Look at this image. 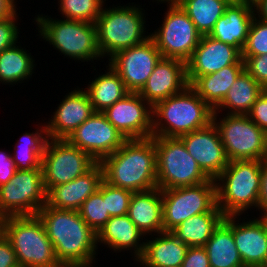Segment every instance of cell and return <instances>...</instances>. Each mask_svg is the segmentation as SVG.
<instances>
[{"instance_id":"25","label":"cell","mask_w":267,"mask_h":267,"mask_svg":"<svg viewBox=\"0 0 267 267\" xmlns=\"http://www.w3.org/2000/svg\"><path fill=\"white\" fill-rule=\"evenodd\" d=\"M145 236L138 227L129 219L128 215L112 216L97 233V242L108 245L115 251L133 250L134 260L137 261L144 250Z\"/></svg>"},{"instance_id":"17","label":"cell","mask_w":267,"mask_h":267,"mask_svg":"<svg viewBox=\"0 0 267 267\" xmlns=\"http://www.w3.org/2000/svg\"><path fill=\"white\" fill-rule=\"evenodd\" d=\"M179 139L210 179L215 180L228 165L229 160L214 122Z\"/></svg>"},{"instance_id":"7","label":"cell","mask_w":267,"mask_h":267,"mask_svg":"<svg viewBox=\"0 0 267 267\" xmlns=\"http://www.w3.org/2000/svg\"><path fill=\"white\" fill-rule=\"evenodd\" d=\"M34 19L39 27V35L68 58L84 62L102 58L97 45L95 23L69 19L53 20L39 14Z\"/></svg>"},{"instance_id":"40","label":"cell","mask_w":267,"mask_h":267,"mask_svg":"<svg viewBox=\"0 0 267 267\" xmlns=\"http://www.w3.org/2000/svg\"><path fill=\"white\" fill-rule=\"evenodd\" d=\"M17 12L7 18L0 19V53L12 46H14L18 40L19 28L16 26Z\"/></svg>"},{"instance_id":"37","label":"cell","mask_w":267,"mask_h":267,"mask_svg":"<svg viewBox=\"0 0 267 267\" xmlns=\"http://www.w3.org/2000/svg\"><path fill=\"white\" fill-rule=\"evenodd\" d=\"M267 55V22L254 17L241 56Z\"/></svg>"},{"instance_id":"34","label":"cell","mask_w":267,"mask_h":267,"mask_svg":"<svg viewBox=\"0 0 267 267\" xmlns=\"http://www.w3.org/2000/svg\"><path fill=\"white\" fill-rule=\"evenodd\" d=\"M48 139L46 125L44 127L42 125L41 130L35 133L23 134L21 140L16 143L17 149H15L14 156H11L17 170L42 168V155Z\"/></svg>"},{"instance_id":"18","label":"cell","mask_w":267,"mask_h":267,"mask_svg":"<svg viewBox=\"0 0 267 267\" xmlns=\"http://www.w3.org/2000/svg\"><path fill=\"white\" fill-rule=\"evenodd\" d=\"M229 65H244L241 52L209 35H203L186 62L187 80L191 85L198 77L215 73Z\"/></svg>"},{"instance_id":"26","label":"cell","mask_w":267,"mask_h":267,"mask_svg":"<svg viewBox=\"0 0 267 267\" xmlns=\"http://www.w3.org/2000/svg\"><path fill=\"white\" fill-rule=\"evenodd\" d=\"M144 243L143 254L137 261L145 267H181L188 249L171 231H162Z\"/></svg>"},{"instance_id":"9","label":"cell","mask_w":267,"mask_h":267,"mask_svg":"<svg viewBox=\"0 0 267 267\" xmlns=\"http://www.w3.org/2000/svg\"><path fill=\"white\" fill-rule=\"evenodd\" d=\"M222 212L217 206L216 181L162 190L164 231H172L191 216Z\"/></svg>"},{"instance_id":"23","label":"cell","mask_w":267,"mask_h":267,"mask_svg":"<svg viewBox=\"0 0 267 267\" xmlns=\"http://www.w3.org/2000/svg\"><path fill=\"white\" fill-rule=\"evenodd\" d=\"M255 16L252 1L230 3L209 36L242 52Z\"/></svg>"},{"instance_id":"2","label":"cell","mask_w":267,"mask_h":267,"mask_svg":"<svg viewBox=\"0 0 267 267\" xmlns=\"http://www.w3.org/2000/svg\"><path fill=\"white\" fill-rule=\"evenodd\" d=\"M156 162L155 141L149 137L127 139L117 151L99 163L105 182L132 192H140L158 187Z\"/></svg>"},{"instance_id":"13","label":"cell","mask_w":267,"mask_h":267,"mask_svg":"<svg viewBox=\"0 0 267 267\" xmlns=\"http://www.w3.org/2000/svg\"><path fill=\"white\" fill-rule=\"evenodd\" d=\"M162 26L150 37L155 41L162 57L187 62L202 38L195 24L179 6L169 4Z\"/></svg>"},{"instance_id":"8","label":"cell","mask_w":267,"mask_h":267,"mask_svg":"<svg viewBox=\"0 0 267 267\" xmlns=\"http://www.w3.org/2000/svg\"><path fill=\"white\" fill-rule=\"evenodd\" d=\"M157 151V186L161 190L193 186L210 178L179 138L152 136Z\"/></svg>"},{"instance_id":"28","label":"cell","mask_w":267,"mask_h":267,"mask_svg":"<svg viewBox=\"0 0 267 267\" xmlns=\"http://www.w3.org/2000/svg\"><path fill=\"white\" fill-rule=\"evenodd\" d=\"M263 91L264 88L244 69L213 114L226 108L231 109L227 114L247 115Z\"/></svg>"},{"instance_id":"21","label":"cell","mask_w":267,"mask_h":267,"mask_svg":"<svg viewBox=\"0 0 267 267\" xmlns=\"http://www.w3.org/2000/svg\"><path fill=\"white\" fill-rule=\"evenodd\" d=\"M94 112L88 94L83 88L69 92L46 124L48 138L67 139Z\"/></svg>"},{"instance_id":"49","label":"cell","mask_w":267,"mask_h":267,"mask_svg":"<svg viewBox=\"0 0 267 267\" xmlns=\"http://www.w3.org/2000/svg\"><path fill=\"white\" fill-rule=\"evenodd\" d=\"M229 3H240L248 0H227Z\"/></svg>"},{"instance_id":"16","label":"cell","mask_w":267,"mask_h":267,"mask_svg":"<svg viewBox=\"0 0 267 267\" xmlns=\"http://www.w3.org/2000/svg\"><path fill=\"white\" fill-rule=\"evenodd\" d=\"M102 113L126 139L152 137L153 106L138 92L128 93Z\"/></svg>"},{"instance_id":"41","label":"cell","mask_w":267,"mask_h":267,"mask_svg":"<svg viewBox=\"0 0 267 267\" xmlns=\"http://www.w3.org/2000/svg\"><path fill=\"white\" fill-rule=\"evenodd\" d=\"M247 116L267 133V89L258 96Z\"/></svg>"},{"instance_id":"20","label":"cell","mask_w":267,"mask_h":267,"mask_svg":"<svg viewBox=\"0 0 267 267\" xmlns=\"http://www.w3.org/2000/svg\"><path fill=\"white\" fill-rule=\"evenodd\" d=\"M188 85L186 62L162 57L138 94L154 106L183 91Z\"/></svg>"},{"instance_id":"30","label":"cell","mask_w":267,"mask_h":267,"mask_svg":"<svg viewBox=\"0 0 267 267\" xmlns=\"http://www.w3.org/2000/svg\"><path fill=\"white\" fill-rule=\"evenodd\" d=\"M106 67L108 72L96 77L85 90L95 112L105 111L130 93L114 69L110 65Z\"/></svg>"},{"instance_id":"35","label":"cell","mask_w":267,"mask_h":267,"mask_svg":"<svg viewBox=\"0 0 267 267\" xmlns=\"http://www.w3.org/2000/svg\"><path fill=\"white\" fill-rule=\"evenodd\" d=\"M82 219L96 232L111 218L106 206V182L103 180L99 190L90 195L78 210Z\"/></svg>"},{"instance_id":"39","label":"cell","mask_w":267,"mask_h":267,"mask_svg":"<svg viewBox=\"0 0 267 267\" xmlns=\"http://www.w3.org/2000/svg\"><path fill=\"white\" fill-rule=\"evenodd\" d=\"M244 69L264 88L267 89V55L242 56Z\"/></svg>"},{"instance_id":"3","label":"cell","mask_w":267,"mask_h":267,"mask_svg":"<svg viewBox=\"0 0 267 267\" xmlns=\"http://www.w3.org/2000/svg\"><path fill=\"white\" fill-rule=\"evenodd\" d=\"M213 113L214 110L188 85L153 106L152 136L179 138L208 126L213 122Z\"/></svg>"},{"instance_id":"48","label":"cell","mask_w":267,"mask_h":267,"mask_svg":"<svg viewBox=\"0 0 267 267\" xmlns=\"http://www.w3.org/2000/svg\"><path fill=\"white\" fill-rule=\"evenodd\" d=\"M159 2H167L168 4L179 5L183 0H156Z\"/></svg>"},{"instance_id":"10","label":"cell","mask_w":267,"mask_h":267,"mask_svg":"<svg viewBox=\"0 0 267 267\" xmlns=\"http://www.w3.org/2000/svg\"><path fill=\"white\" fill-rule=\"evenodd\" d=\"M213 122L217 126L225 153L229 161L266 160L267 133L256 125L247 115L226 114ZM218 121V122H217Z\"/></svg>"},{"instance_id":"33","label":"cell","mask_w":267,"mask_h":267,"mask_svg":"<svg viewBox=\"0 0 267 267\" xmlns=\"http://www.w3.org/2000/svg\"><path fill=\"white\" fill-rule=\"evenodd\" d=\"M229 4L227 0H183L179 6L203 36L210 34Z\"/></svg>"},{"instance_id":"11","label":"cell","mask_w":267,"mask_h":267,"mask_svg":"<svg viewBox=\"0 0 267 267\" xmlns=\"http://www.w3.org/2000/svg\"><path fill=\"white\" fill-rule=\"evenodd\" d=\"M97 162L67 139L47 140L41 167L46 192L70 182L89 171Z\"/></svg>"},{"instance_id":"31","label":"cell","mask_w":267,"mask_h":267,"mask_svg":"<svg viewBox=\"0 0 267 267\" xmlns=\"http://www.w3.org/2000/svg\"><path fill=\"white\" fill-rule=\"evenodd\" d=\"M210 267H244L232 229L222 221L204 246Z\"/></svg>"},{"instance_id":"1","label":"cell","mask_w":267,"mask_h":267,"mask_svg":"<svg viewBox=\"0 0 267 267\" xmlns=\"http://www.w3.org/2000/svg\"><path fill=\"white\" fill-rule=\"evenodd\" d=\"M36 215L63 267H91L95 263L97 233L82 219L79 211L56 209L45 204Z\"/></svg>"},{"instance_id":"22","label":"cell","mask_w":267,"mask_h":267,"mask_svg":"<svg viewBox=\"0 0 267 267\" xmlns=\"http://www.w3.org/2000/svg\"><path fill=\"white\" fill-rule=\"evenodd\" d=\"M103 170L97 162L89 171L62 185L51 187L46 192V204L56 209L79 210L82 203L99 190Z\"/></svg>"},{"instance_id":"6","label":"cell","mask_w":267,"mask_h":267,"mask_svg":"<svg viewBox=\"0 0 267 267\" xmlns=\"http://www.w3.org/2000/svg\"><path fill=\"white\" fill-rule=\"evenodd\" d=\"M143 9L130 6L102 8L97 17V45L102 55L112 57L116 52L146 41Z\"/></svg>"},{"instance_id":"27","label":"cell","mask_w":267,"mask_h":267,"mask_svg":"<svg viewBox=\"0 0 267 267\" xmlns=\"http://www.w3.org/2000/svg\"><path fill=\"white\" fill-rule=\"evenodd\" d=\"M243 70L244 65H229L215 73L198 77L190 86L215 110Z\"/></svg>"},{"instance_id":"5","label":"cell","mask_w":267,"mask_h":267,"mask_svg":"<svg viewBox=\"0 0 267 267\" xmlns=\"http://www.w3.org/2000/svg\"><path fill=\"white\" fill-rule=\"evenodd\" d=\"M261 160L229 161L215 179L217 206L225 216H240L257 207L260 190Z\"/></svg>"},{"instance_id":"4","label":"cell","mask_w":267,"mask_h":267,"mask_svg":"<svg viewBox=\"0 0 267 267\" xmlns=\"http://www.w3.org/2000/svg\"><path fill=\"white\" fill-rule=\"evenodd\" d=\"M2 233L11 242L19 267H63L37 215L2 218Z\"/></svg>"},{"instance_id":"46","label":"cell","mask_w":267,"mask_h":267,"mask_svg":"<svg viewBox=\"0 0 267 267\" xmlns=\"http://www.w3.org/2000/svg\"><path fill=\"white\" fill-rule=\"evenodd\" d=\"M15 0H0V19L11 17L16 13Z\"/></svg>"},{"instance_id":"29","label":"cell","mask_w":267,"mask_h":267,"mask_svg":"<svg viewBox=\"0 0 267 267\" xmlns=\"http://www.w3.org/2000/svg\"><path fill=\"white\" fill-rule=\"evenodd\" d=\"M224 218L222 212L201 213L183 221L171 232L188 247H204Z\"/></svg>"},{"instance_id":"44","label":"cell","mask_w":267,"mask_h":267,"mask_svg":"<svg viewBox=\"0 0 267 267\" xmlns=\"http://www.w3.org/2000/svg\"><path fill=\"white\" fill-rule=\"evenodd\" d=\"M257 209L262 211L261 217L267 218V161L263 160L260 170V190Z\"/></svg>"},{"instance_id":"50","label":"cell","mask_w":267,"mask_h":267,"mask_svg":"<svg viewBox=\"0 0 267 267\" xmlns=\"http://www.w3.org/2000/svg\"><path fill=\"white\" fill-rule=\"evenodd\" d=\"M260 267H267V255H266V258H265L263 264Z\"/></svg>"},{"instance_id":"42","label":"cell","mask_w":267,"mask_h":267,"mask_svg":"<svg viewBox=\"0 0 267 267\" xmlns=\"http://www.w3.org/2000/svg\"><path fill=\"white\" fill-rule=\"evenodd\" d=\"M181 267H210L204 247H188Z\"/></svg>"},{"instance_id":"24","label":"cell","mask_w":267,"mask_h":267,"mask_svg":"<svg viewBox=\"0 0 267 267\" xmlns=\"http://www.w3.org/2000/svg\"><path fill=\"white\" fill-rule=\"evenodd\" d=\"M127 215L145 236L164 231L162 190L156 187L147 191L133 192Z\"/></svg>"},{"instance_id":"12","label":"cell","mask_w":267,"mask_h":267,"mask_svg":"<svg viewBox=\"0 0 267 267\" xmlns=\"http://www.w3.org/2000/svg\"><path fill=\"white\" fill-rule=\"evenodd\" d=\"M46 204L42 168L17 170L7 183L0 185V216L36 215Z\"/></svg>"},{"instance_id":"14","label":"cell","mask_w":267,"mask_h":267,"mask_svg":"<svg viewBox=\"0 0 267 267\" xmlns=\"http://www.w3.org/2000/svg\"><path fill=\"white\" fill-rule=\"evenodd\" d=\"M161 58L155 41L149 37L141 44L116 52L108 60L126 88L130 92H139Z\"/></svg>"},{"instance_id":"19","label":"cell","mask_w":267,"mask_h":267,"mask_svg":"<svg viewBox=\"0 0 267 267\" xmlns=\"http://www.w3.org/2000/svg\"><path fill=\"white\" fill-rule=\"evenodd\" d=\"M237 215L225 216L244 267H260L267 255V218L236 223ZM236 220V221H235Z\"/></svg>"},{"instance_id":"51","label":"cell","mask_w":267,"mask_h":267,"mask_svg":"<svg viewBox=\"0 0 267 267\" xmlns=\"http://www.w3.org/2000/svg\"><path fill=\"white\" fill-rule=\"evenodd\" d=\"M2 232V217L0 216V233Z\"/></svg>"},{"instance_id":"43","label":"cell","mask_w":267,"mask_h":267,"mask_svg":"<svg viewBox=\"0 0 267 267\" xmlns=\"http://www.w3.org/2000/svg\"><path fill=\"white\" fill-rule=\"evenodd\" d=\"M0 267H19L11 242L0 233Z\"/></svg>"},{"instance_id":"47","label":"cell","mask_w":267,"mask_h":267,"mask_svg":"<svg viewBox=\"0 0 267 267\" xmlns=\"http://www.w3.org/2000/svg\"><path fill=\"white\" fill-rule=\"evenodd\" d=\"M252 3L258 19L267 22V0H254Z\"/></svg>"},{"instance_id":"36","label":"cell","mask_w":267,"mask_h":267,"mask_svg":"<svg viewBox=\"0 0 267 267\" xmlns=\"http://www.w3.org/2000/svg\"><path fill=\"white\" fill-rule=\"evenodd\" d=\"M63 18L96 23L106 0H58Z\"/></svg>"},{"instance_id":"32","label":"cell","mask_w":267,"mask_h":267,"mask_svg":"<svg viewBox=\"0 0 267 267\" xmlns=\"http://www.w3.org/2000/svg\"><path fill=\"white\" fill-rule=\"evenodd\" d=\"M32 58L31 53L17 44L3 50L0 53V83L13 85L29 79L35 65Z\"/></svg>"},{"instance_id":"45","label":"cell","mask_w":267,"mask_h":267,"mask_svg":"<svg viewBox=\"0 0 267 267\" xmlns=\"http://www.w3.org/2000/svg\"><path fill=\"white\" fill-rule=\"evenodd\" d=\"M16 171L17 168L11 155L6 154L4 151H0V185L10 181Z\"/></svg>"},{"instance_id":"38","label":"cell","mask_w":267,"mask_h":267,"mask_svg":"<svg viewBox=\"0 0 267 267\" xmlns=\"http://www.w3.org/2000/svg\"><path fill=\"white\" fill-rule=\"evenodd\" d=\"M132 191L112 186L106 182V206L110 216H123L128 214Z\"/></svg>"},{"instance_id":"15","label":"cell","mask_w":267,"mask_h":267,"mask_svg":"<svg viewBox=\"0 0 267 267\" xmlns=\"http://www.w3.org/2000/svg\"><path fill=\"white\" fill-rule=\"evenodd\" d=\"M67 140L100 162L117 151L127 139L102 112H94Z\"/></svg>"}]
</instances>
